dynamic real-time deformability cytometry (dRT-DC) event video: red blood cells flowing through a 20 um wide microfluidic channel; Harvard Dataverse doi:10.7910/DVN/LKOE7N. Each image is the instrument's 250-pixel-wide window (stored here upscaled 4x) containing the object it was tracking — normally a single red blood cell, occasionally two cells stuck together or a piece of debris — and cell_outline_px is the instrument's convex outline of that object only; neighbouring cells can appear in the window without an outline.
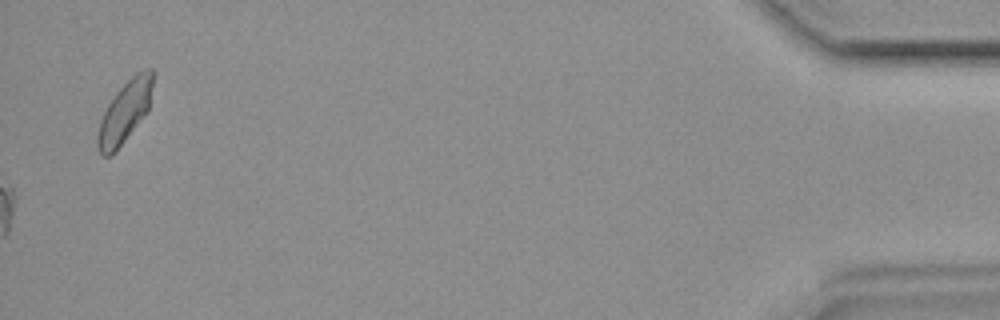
{"species": "common noctule bat (a hibernating species)", "species_latin": "Nyctalus noctula", "temperature_condition": "room temperature", "stored_images_in_passage": 48, "camera_frame_rate_fps": 3000, "um_per_image_px": 0.085, "animal": {"sex": "female", "body_mass_g": 19.9}, "frame": {"image": 1, "passage_image": 48, "time_ms": 15.667, "image_size_px": [1000, 320], "cell_outline_px": [[152, 84], [148, 108], [116, 152], [112, 156], [100, 156], [96, 148], [96, 136], [100, 120], [108, 104], [116, 92], [136, 72], [144, 68], [152, 68]], "centroid_in_image_um": [10.54, 9.56], "position_along_channel_um": 424.7, "area_um2": 19.54}}